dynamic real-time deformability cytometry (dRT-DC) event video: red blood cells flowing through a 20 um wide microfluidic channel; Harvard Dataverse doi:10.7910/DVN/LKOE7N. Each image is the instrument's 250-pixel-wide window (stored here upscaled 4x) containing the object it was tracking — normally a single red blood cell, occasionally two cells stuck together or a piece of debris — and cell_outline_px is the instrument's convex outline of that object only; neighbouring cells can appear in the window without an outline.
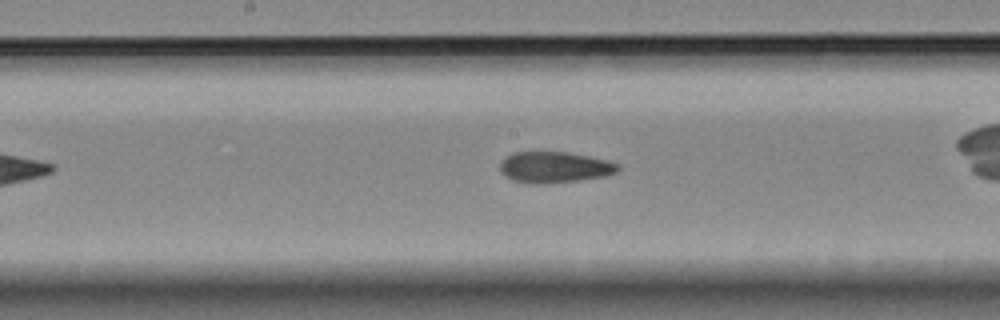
{"species": "Egyptian fruit bat (a non-hibernating species)", "species_latin": "Rousettus aegyptiacus", "temperature_condition": "room temperature", "stored_images_in_passage": 24, "camera_frame_rate_fps": 3000, "um_per_image_px": 0.085, "animal": {"sex": "female"}, "frame": {"image": 1, "passage_image": 8, "time_ms": 2.333, "image_size_px": [1000, 320], "cell_outline_px": [[620, 168], [616, 172], [604, 176], [580, 180], [544, 184], [532, 184], [512, 180], [504, 176], [500, 172], [500, 164], [512, 152], [568, 152], [588, 156], [620, 164]], "centroid_in_image_um": [47.11, 14.22], "position_along_channel_um": 201.1, "area_um2": 21.33}}
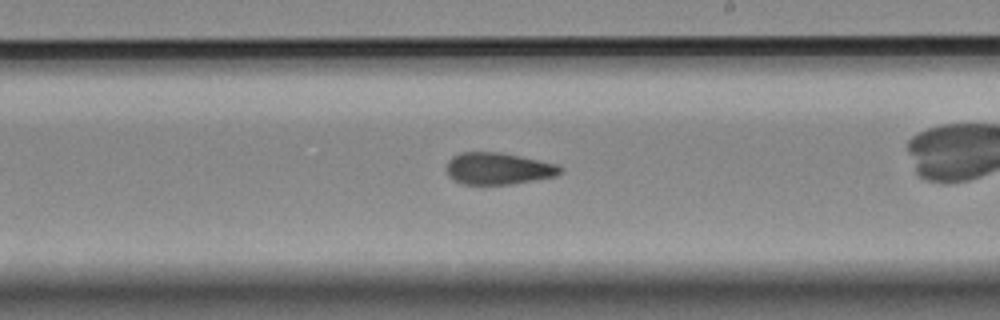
{"frame": {"image": 2, "passage_image": 11, "time_ms": 3.333, "image_size_px": [1000, 320], "cell_outline_px": [[564, 172], [556, 176], [512, 184], [464, 184], [448, 176], [448, 160], [452, 156], [460, 152], [500, 152], [520, 156], [556, 164]], "centroid_in_image_um": [42.35, 14.32], "position_along_channel_um": 246.6, "area_um2": 20.92}}